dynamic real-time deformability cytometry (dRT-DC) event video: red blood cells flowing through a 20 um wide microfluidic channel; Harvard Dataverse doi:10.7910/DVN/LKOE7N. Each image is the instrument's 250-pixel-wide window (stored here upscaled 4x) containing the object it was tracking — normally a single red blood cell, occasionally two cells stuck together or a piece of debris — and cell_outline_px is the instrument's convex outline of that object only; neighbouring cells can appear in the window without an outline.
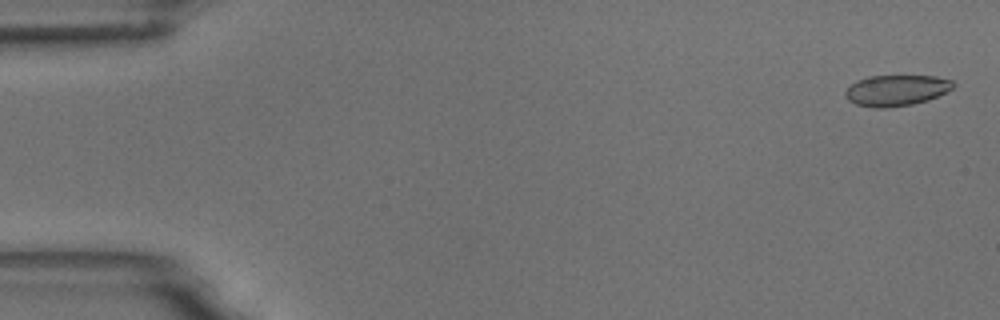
{"species": "common noctule bat (a hibernating species)", "species_latin": "Nyctalus noctula", "temperature_condition": "room temperature", "stored_images_in_passage": 5, "camera_frame_rate_fps": 3000, "um_per_image_px": 0.085, "animal": {"sex": "male", "body_mass_g": 18.8}, "frame": {"image": 1, "passage_image": 1, "time_ms": 0.0, "image_size_px": [1000, 320], "cell_outline_px": [[956, 84], [952, 88], [928, 100], [912, 104], [884, 108], [872, 108], [856, 104], [848, 100], [844, 96], [844, 92], [856, 80], [868, 76], [936, 76], [952, 80]], "centroid_in_image_um": [76.16, 7.68], "position_along_channel_um": 8.8, "area_um2": 19.42}}
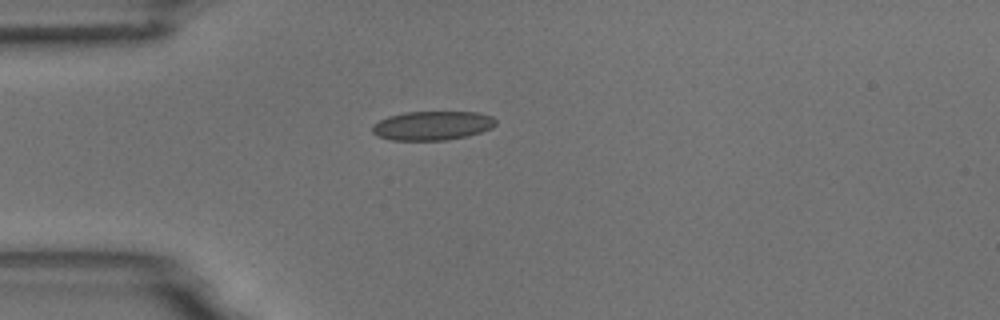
{"frame": {"image": 2, "passage_image": 5, "time_ms": 4.333, "image_size_px": [1000, 320], "cell_outline_px": [[496, 124], [492, 128], [468, 136], [444, 140], [392, 140], [380, 136], [372, 132], [372, 124], [388, 116], [404, 112], [476, 112], [492, 116], [496, 120]], "centroid_in_image_um": [36.76, 10.67], "position_along_channel_um": 48.2, "area_um2": 20.87}}